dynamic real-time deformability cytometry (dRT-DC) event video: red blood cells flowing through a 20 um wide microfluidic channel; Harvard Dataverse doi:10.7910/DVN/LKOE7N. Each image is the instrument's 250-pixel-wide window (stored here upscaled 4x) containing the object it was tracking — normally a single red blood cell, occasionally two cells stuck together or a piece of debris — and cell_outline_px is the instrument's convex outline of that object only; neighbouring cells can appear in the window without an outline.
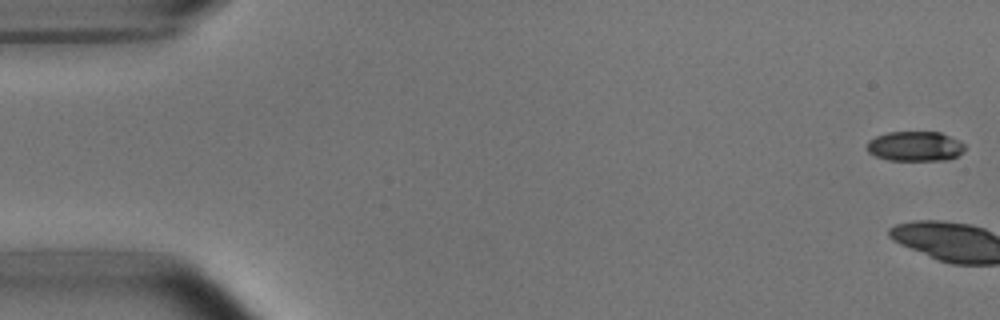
{"species": "common noctule bat (a hibernating species)", "species_latin": "Nyctalus noctula", "temperature_condition": "room temperature", "stored_images_in_passage": 4, "camera_frame_rate_fps": 3000, "um_per_image_px": 0.085, "animal": {"sex": "male", "body_mass_g": 15.6}, "frame": {"image": 1, "passage_image": 1, "time_ms": 0.0, "image_size_px": [1000, 320], "cell_outline_px": [[964, 148], [956, 156], [948, 160], [888, 160], [876, 156], [868, 152], [868, 140], [876, 136], [888, 132], [940, 132], [960, 140], [964, 144]], "centroid_in_image_um": [77.78, 12.43], "position_along_channel_um": 7.2, "area_um2": 16.94}}